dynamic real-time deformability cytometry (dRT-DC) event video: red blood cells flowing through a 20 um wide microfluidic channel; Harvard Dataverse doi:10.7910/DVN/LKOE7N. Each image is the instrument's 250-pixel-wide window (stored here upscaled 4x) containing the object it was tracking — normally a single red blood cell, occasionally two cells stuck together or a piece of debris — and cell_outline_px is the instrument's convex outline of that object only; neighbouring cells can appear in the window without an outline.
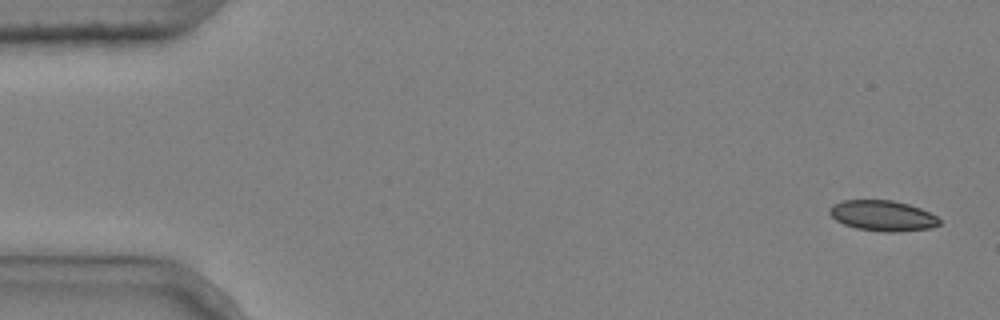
{"species": "common noctule bat (a hibernating species)", "species_latin": "Nyctalus noctula", "temperature_condition": "cold", "stored_images_in_passage": 6, "camera_frame_rate_fps": 3000, "um_per_image_px": 0.085, "animal": {"sex": "male", "body_mass_g": 20.4}, "frame": {"image": 1, "passage_image": 1, "time_ms": 0.0, "image_size_px": [1000, 320], "cell_outline_px": [[940, 224], [932, 228], [896, 232], [884, 232], [856, 228], [844, 224], [836, 220], [828, 212], [828, 208], [832, 204], [844, 200], [892, 200], [908, 204], [920, 208], [936, 216], [940, 220]], "centroid_in_image_um": [75.01, 18.33], "position_along_channel_um": 10.0, "area_um2": 19.59}}
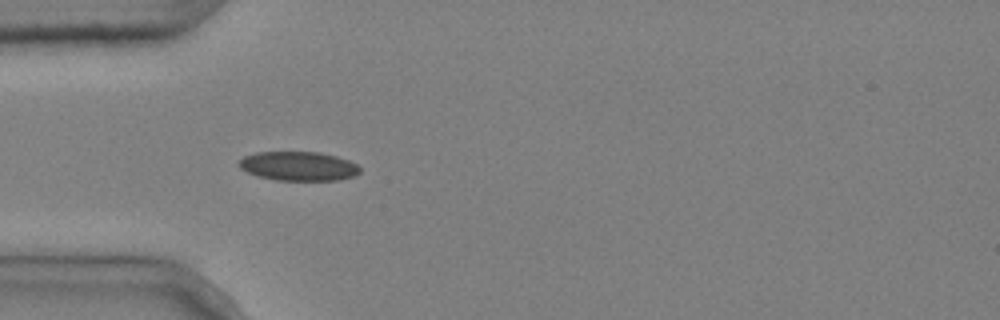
{"frame": {"image": 2, "passage_image": 5, "time_ms": 1.333, "image_size_px": [1000, 320], "cell_outline_px": [[360, 172], [352, 176], [340, 180], [276, 180], [256, 176], [240, 168], [236, 164], [244, 156], [256, 152], [320, 152], [336, 156], [348, 160], [356, 164], [360, 168]], "centroid_in_image_um": [25.34, 14.12], "position_along_channel_um": 59.7, "area_um2": 20.58}}